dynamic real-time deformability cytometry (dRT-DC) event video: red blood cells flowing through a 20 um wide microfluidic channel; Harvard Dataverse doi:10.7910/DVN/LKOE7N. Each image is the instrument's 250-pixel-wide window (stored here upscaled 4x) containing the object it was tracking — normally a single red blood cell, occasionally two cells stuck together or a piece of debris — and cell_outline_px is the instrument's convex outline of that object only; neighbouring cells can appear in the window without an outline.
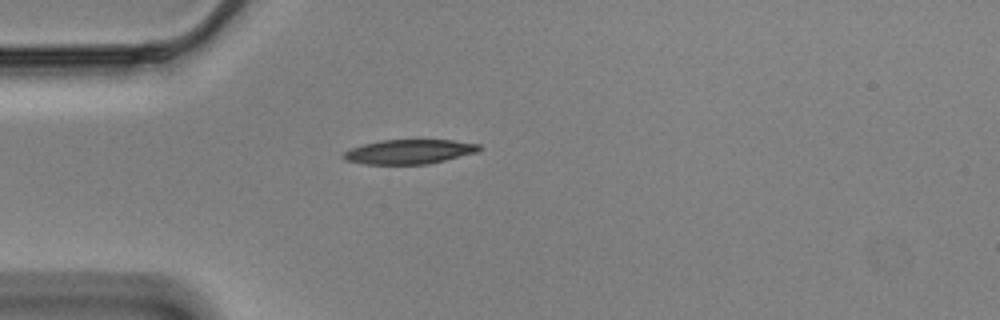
{"species": "Egyptian fruit bat (a non-hibernating species)", "species_latin": "Rousettus aegyptiacus", "temperature_condition": "cold", "stored_images_in_passage": 43, "camera_frame_rate_fps": 3000, "um_per_image_px": 0.085, "animal": {"sex": "male"}, "frame": {"image": 1, "passage_image": 1, "time_ms": 0.0, "image_size_px": [1000, 320], "cell_outline_px": [[480, 148], [476, 152], [428, 164], [364, 164], [344, 160], [340, 156], [344, 152], [352, 148], [364, 144], [380, 140], [452, 140], [480, 144]], "centroid_in_image_um": [34.73, 12.89], "position_along_channel_um": 50.3, "area_um2": 19.19}}
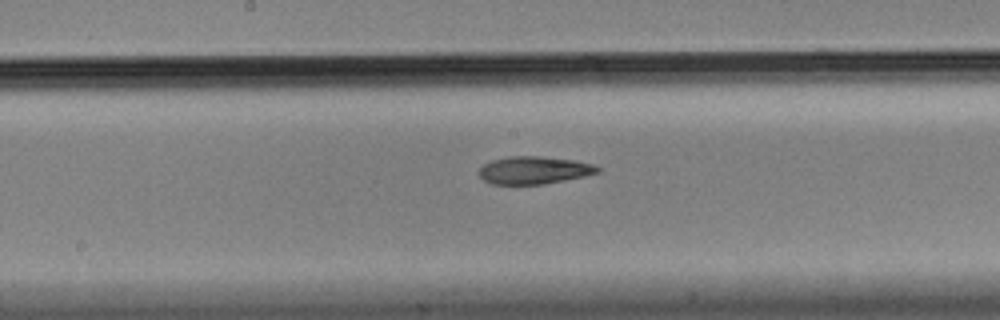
{"frame": {"image": 2, "passage_image": 15, "time_ms": 4.667, "image_size_px": [1000, 320], "cell_outline_px": [[600, 172], [584, 176], [544, 184], [492, 184], [484, 180], [480, 176], [480, 168], [484, 164], [492, 160], [508, 156], [540, 156], [572, 160], [592, 164], [600, 168]], "centroid_in_image_um": [45.38, 14.46], "position_along_channel_um": 202.8, "area_um2": 18.9}}
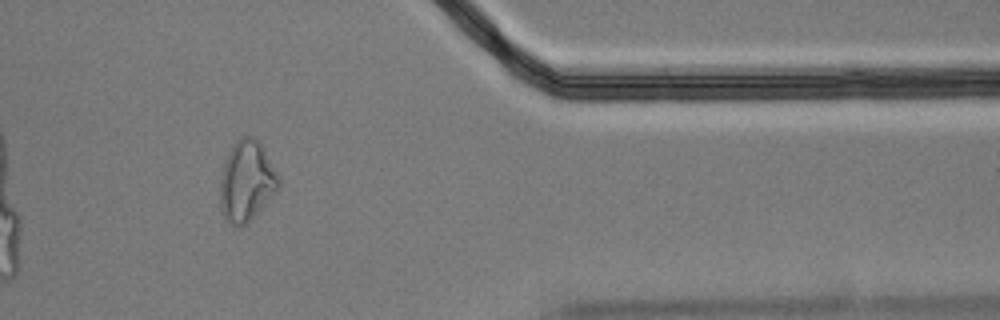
{"frame": {"image": 3, "passage_image": 33, "time_ms": 10.667, "image_size_px": [1000, 320], "cell_outline_px": [[280, 184], [276, 192], [244, 224], [232, 224], [224, 216], [220, 204], [220, 180], [224, 160], [232, 144], [240, 136], [252, 136], [260, 144], [276, 172], [280, 180]], "centroid_in_image_um": [20.93, 15.34], "position_along_channel_um": 390.5, "area_um2": 26.7}, "authors_computed_cell_mechanics": {"area_um2": 19.8254, "velocity_mm_per_s": 3.4763, "shape_relaxation_time_tau1_ms": null, "shape_relaxation_time_tau2_ms": 8.0023, "deformation_change_tau1": null, "deformation_change_tau2": 0.1771}}